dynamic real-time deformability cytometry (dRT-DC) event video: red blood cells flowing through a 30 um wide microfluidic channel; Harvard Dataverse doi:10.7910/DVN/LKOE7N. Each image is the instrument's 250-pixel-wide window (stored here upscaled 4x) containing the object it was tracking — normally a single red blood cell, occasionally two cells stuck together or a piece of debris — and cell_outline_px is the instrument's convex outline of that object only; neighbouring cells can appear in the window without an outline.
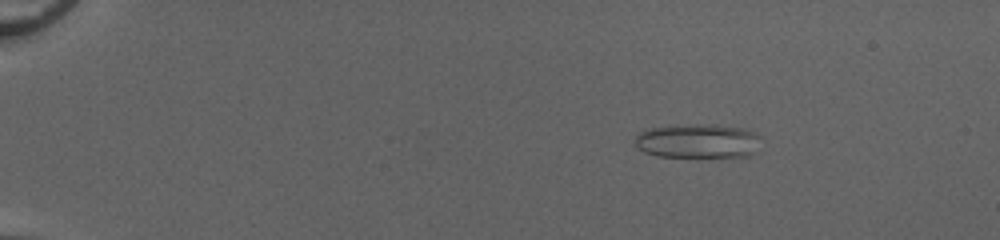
{"species": "common noctule bat (a hibernating species)", "species_latin": "Nyctalus noctula", "temperature_condition": "cold", "stored_images_in_passage": 53, "camera_frame_rate_fps": 3000, "um_per_image_px": 0.085, "animal": {"sex": "female", "body_mass_g": 20.0, "forearm_length_mm": 54.0}, "frame": {"image": 1, "passage_image": 10, "time_ms": 3.0, "image_size_px": [1000, 240], "cell_outline_px": [[760, 152], [748, 156], [660, 156], [644, 152], [636, 144], [636, 136], [644, 128], [676, 124], [716, 124], [748, 128], [756, 132], [760, 136]], "centroid_in_image_um": [59.4, 11.95], "position_along_channel_um": 25.6, "area_um2": 25.78}}
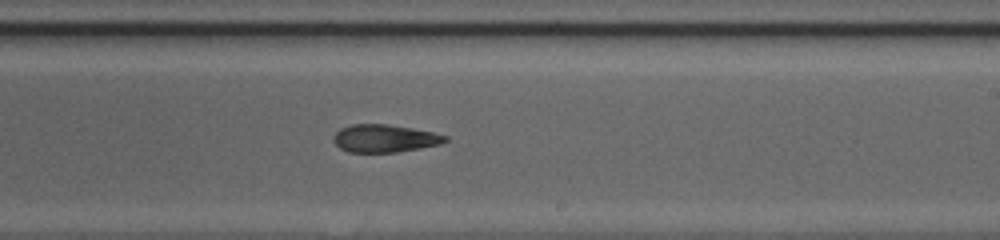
{"frame": {"image": 2, "passage_image": 35, "time_ms": 11.333, "image_size_px": [1000, 240], "cell_outline_px": [[448, 140], [440, 144], [420, 148], [396, 152], [348, 152], [340, 148], [332, 140], [332, 136], [340, 128], [352, 124], [388, 124], [412, 128], [432, 132], [448, 136]], "centroid_in_image_um": [32.67, 11.76], "position_along_channel_um": 256.3, "area_um2": 18.09}}
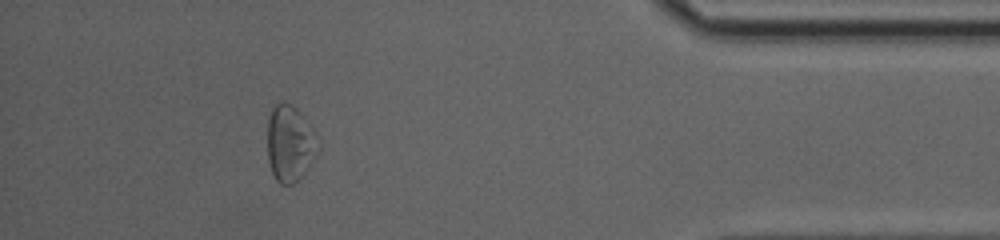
{"frame": {"image": 3, "passage_image": 49, "time_ms": 16.0, "image_size_px": [1000, 240], "cell_outline_px": [[320, 152], [304, 172], [292, 184], [280, 184], [276, 180], [272, 172], [268, 160], [268, 120], [272, 108], [276, 104], [288, 104], [296, 108], [320, 148]], "centroid_in_image_um": [24.61, 12.26], "position_along_channel_um": 410.6, "area_um2": 21.56}, "authors_computed_cell_mechanics": {"area_um2": 20.8658, "velocity_mm_per_s": 4.1156, "shape_relaxation_time_tau1_ms": 6.6277, "shape_relaxation_time_tau2_ms": 3.9023, "deformation_change_tau1": 0.163, "deformation_change_tau2": 0.1469}}